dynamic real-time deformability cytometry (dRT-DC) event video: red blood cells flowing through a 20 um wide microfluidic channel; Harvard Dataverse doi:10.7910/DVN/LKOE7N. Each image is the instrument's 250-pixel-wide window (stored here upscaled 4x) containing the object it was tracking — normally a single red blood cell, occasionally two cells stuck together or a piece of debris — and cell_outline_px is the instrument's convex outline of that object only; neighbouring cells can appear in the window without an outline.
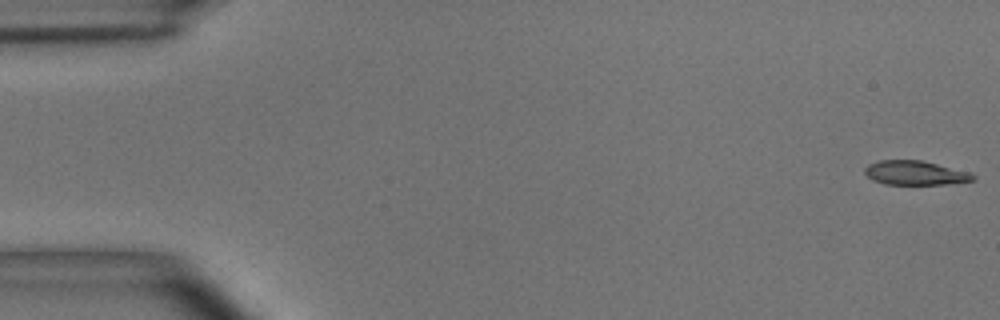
{"species": "common noctule bat (a hibernating species)", "species_latin": "Nyctalus noctula", "temperature_condition": "room temperature", "stored_images_in_passage": 54, "camera_frame_rate_fps": 3000, "um_per_image_px": 0.085, "animal": {"sex": "male", "body_mass_g": 15.6}, "frame": {"image": 1, "passage_image": 1, "time_ms": 0.0, "image_size_px": [1000, 320], "cell_outline_px": [[976, 180], [944, 184], [884, 184], [872, 180], [864, 172], [864, 168], [868, 164], [880, 160], [920, 160], [972, 172], [976, 176]], "centroid_in_image_um": [77.8, 14.69], "position_along_channel_um": 7.2, "area_um2": 15.32}}
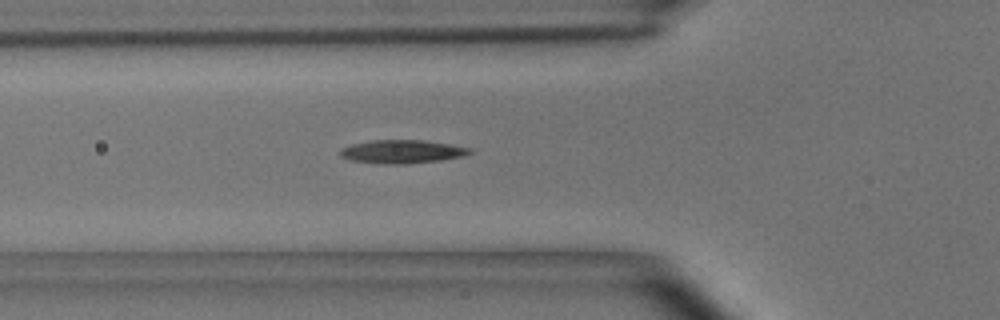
{"frame": {"image": 2, "passage_image": 19, "time_ms": 6.0, "image_size_px": [1000, 320], "cell_outline_px": [[472, 152], [464, 156], [440, 160], [408, 164], [380, 164], [352, 160], [340, 156], [340, 148], [352, 144], [372, 140], [424, 140], [472, 148]], "centroid_in_image_um": [34.17, 12.89], "position_along_channel_um": 91.6, "area_um2": 17.69}}
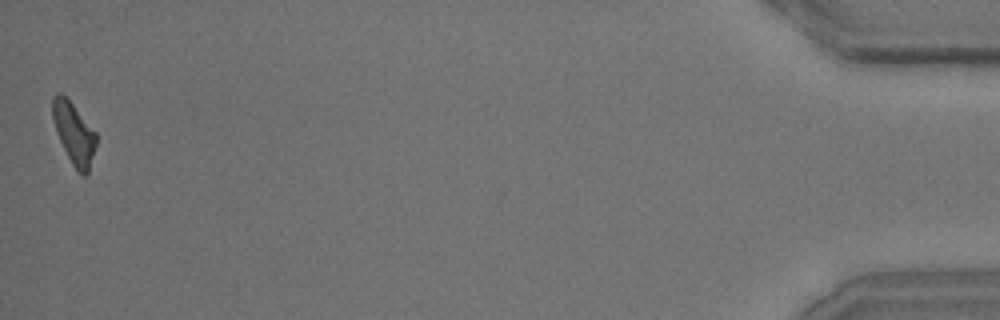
{"frame": {"image": 3, "passage_image": 54, "time_ms": 17.667, "image_size_px": [1000, 320], "cell_outline_px": [[96, 144], [88, 172], [84, 176], [72, 164], [56, 132], [52, 120], [52, 96], [56, 92], [60, 92], [72, 104], [96, 132]], "centroid_in_image_um": [6.26, 11.29], "position_along_channel_um": 428.9, "area_um2": 15.32}, "authors_computed_cell_mechanics": {"area_um2": 16.3863, "velocity_mm_per_s": 3.684, "shape_relaxation_time_tau1_ms": 5.2779, "shape_relaxation_time_tau2_ms": 5.7518, "deformation_change_tau1": 0.1936, "deformation_change_tau2": 0.1758}}